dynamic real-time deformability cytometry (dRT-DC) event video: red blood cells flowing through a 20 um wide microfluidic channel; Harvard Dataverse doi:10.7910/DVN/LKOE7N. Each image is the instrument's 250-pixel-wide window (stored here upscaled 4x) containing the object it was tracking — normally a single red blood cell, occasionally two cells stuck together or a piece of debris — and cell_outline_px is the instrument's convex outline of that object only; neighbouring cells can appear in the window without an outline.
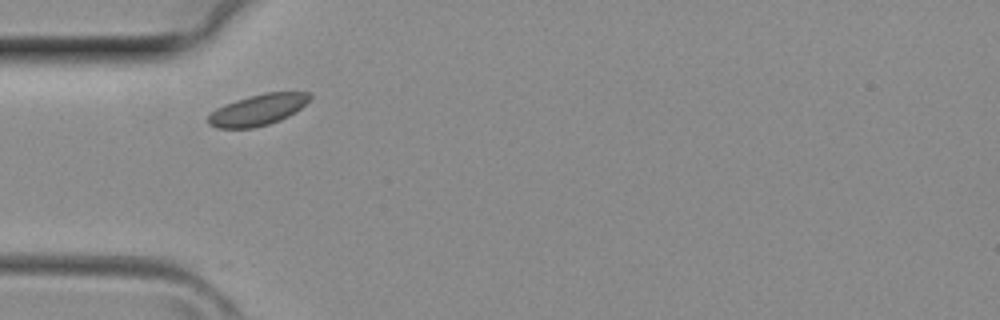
{"species": "common noctule bat (a hibernating species)", "species_latin": "Nyctalus noctula", "temperature_condition": "room temperature", "stored_images_in_passage": 6, "camera_frame_rate_fps": 3000, "um_per_image_px": 0.085, "animal": {"sex": "female", "body_mass_g": 29.2, "forearm_length_mm": 56.3}, "frame": {"image": 1, "passage_image": 1, "time_ms": 0.0, "image_size_px": [1000, 320], "cell_outline_px": [[312, 96], [296, 112], [280, 120], [268, 124], [252, 128], [216, 128], [208, 124], [208, 116], [216, 108], [224, 104], [236, 100], [264, 92], [312, 92]], "centroid_in_image_um": [21.91, 9.33], "position_along_channel_um": 63.1, "area_um2": 18.38}}
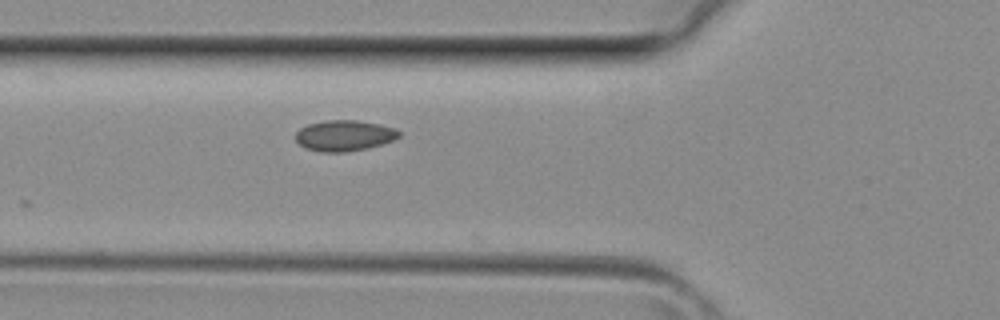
{"frame": {"image": 2, "passage_image": 3, "time_ms": 0.667, "image_size_px": [1000, 320], "cell_outline_px": [[400, 136], [392, 140], [368, 148], [344, 152], [320, 152], [308, 148], [300, 144], [296, 140], [296, 132], [300, 128], [308, 124], [324, 120], [360, 120], [380, 124], [396, 128], [400, 132]], "centroid_in_image_um": [29.28, 11.51], "position_along_channel_um": 96.5, "area_um2": 18.55}}
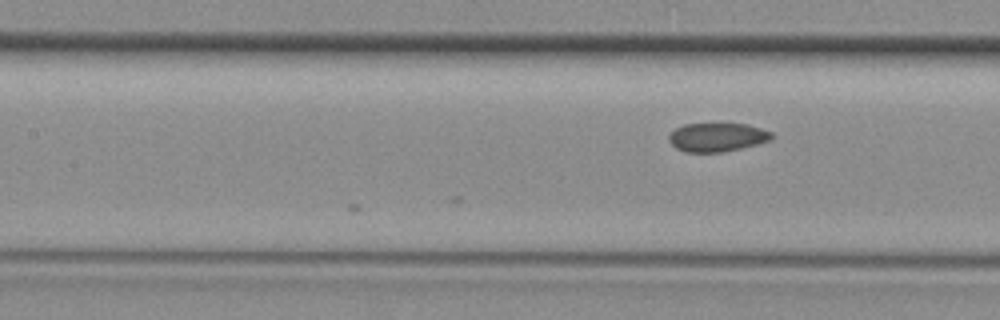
{"frame": {"image": 3, "passage_image": 6, "time_ms": 1.667, "image_size_px": [1000, 320], "cell_outline_px": [[776, 136], [772, 140], [740, 148], [720, 152], [684, 152], [676, 148], [668, 140], [668, 136], [676, 128], [684, 124], [748, 124], [772, 132]], "centroid_in_image_um": [60.98, 11.66], "position_along_channel_um": 146.4, "area_um2": 17.17}}